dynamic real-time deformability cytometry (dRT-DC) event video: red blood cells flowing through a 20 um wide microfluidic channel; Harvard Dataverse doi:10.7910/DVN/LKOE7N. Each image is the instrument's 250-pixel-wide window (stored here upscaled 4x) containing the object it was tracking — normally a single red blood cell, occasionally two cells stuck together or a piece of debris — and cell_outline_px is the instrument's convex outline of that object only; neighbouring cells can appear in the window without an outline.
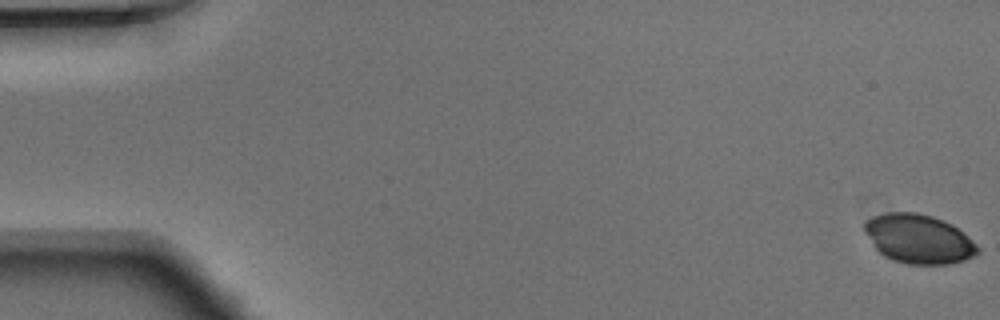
{"species": "Egyptian fruit bat (a non-hibernating species)", "species_latin": "Rousettus aegyptiacus", "temperature_condition": "warm", "stored_images_in_passage": 12, "camera_frame_rate_fps": 3000, "um_per_image_px": 0.085, "animal": {"sex": "male"}, "frame": {"image": 1, "passage_image": 1, "time_ms": 0.0, "image_size_px": [1000, 320], "cell_outline_px": [[980, 252], [964, 260], [948, 264], [908, 264], [892, 260], [884, 256], [876, 248], [864, 228], [864, 224], [872, 216], [888, 212], [916, 212], [932, 216], [964, 232], [980, 248]], "centroid_in_image_um": [78.1, 20.31], "position_along_channel_um": 6.9, "area_um2": 31.96}}